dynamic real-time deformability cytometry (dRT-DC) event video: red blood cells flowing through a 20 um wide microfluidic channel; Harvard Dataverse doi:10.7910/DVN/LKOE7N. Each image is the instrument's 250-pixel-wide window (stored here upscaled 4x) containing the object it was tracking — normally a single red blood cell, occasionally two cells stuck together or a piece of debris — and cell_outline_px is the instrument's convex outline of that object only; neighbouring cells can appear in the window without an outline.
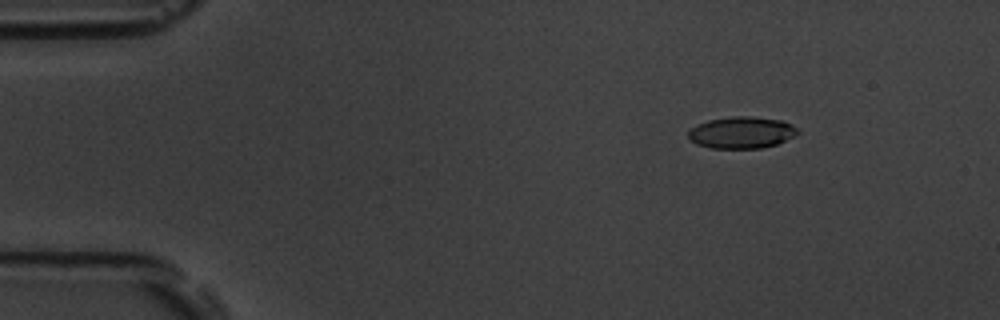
{"species": "common noctule bat (a hibernating species)", "species_latin": "Nyctalus noctula", "temperature_condition": "room temperature", "stored_images_in_passage": 55, "camera_frame_rate_fps": 3000, "um_per_image_px": 0.085, "animal": {"sex": "male", "body_mass_g": 19.5, "forearm_length_mm": 54.6}, "frame": {"image": 1, "passage_image": 8, "time_ms": 2.333, "image_size_px": [1000, 320], "cell_outline_px": [[800, 132], [776, 144], [760, 148], [712, 148], [696, 144], [688, 140], [688, 132], [696, 124], [708, 120], [732, 116], [748, 116], [780, 120], [796, 128]], "centroid_in_image_um": [62.96, 11.26], "position_along_channel_um": 22.0, "area_um2": 20.0}}
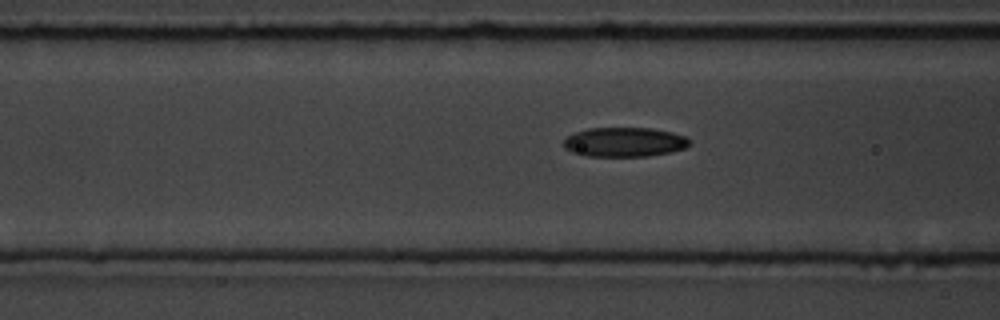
{"frame": {"image": 2, "passage_image": 22, "time_ms": 7.0, "image_size_px": [1000, 320], "cell_outline_px": [[692, 140], [684, 148], [672, 152], [648, 156], [588, 156], [572, 152], [564, 148], [564, 140], [568, 136], [576, 132], [588, 128], [652, 128], [672, 132], [684, 136]], "centroid_in_image_um": [53.09, 12.07], "position_along_channel_um": 113.5, "area_um2": 21.56}}
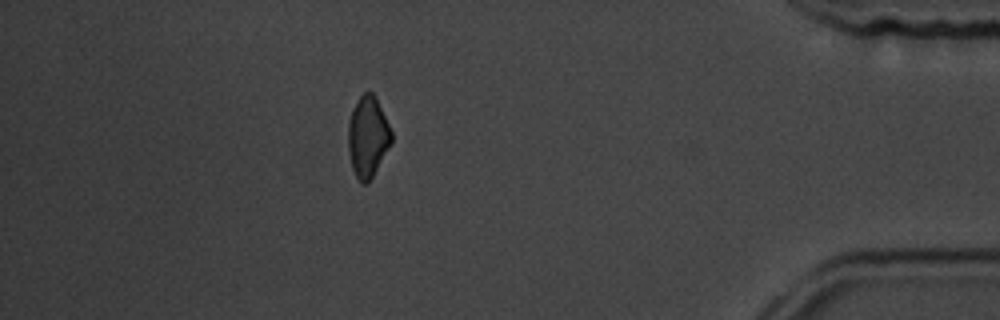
{"frame": {"image": 3, "passage_image": 49, "time_ms": 16.0, "image_size_px": [1000, 320], "cell_outline_px": [[392, 144], [372, 176], [364, 184], [360, 184], [352, 168], [348, 152], [348, 124], [352, 108], [360, 96], [364, 92], [372, 92], [376, 96], [392, 132]], "centroid_in_image_um": [31.26, 11.61], "position_along_channel_um": 403.9, "area_um2": 20.46}, "authors_computed_cell_mechanics": {"area_um2": 20.8658, "velocity_mm_per_s": 3.7332, "shape_relaxation_time_tau1_ms": 7.4663, "shape_relaxation_time_tau2_ms": 9.6588, "deformation_change_tau1": 0.177, "deformation_change_tau2": 0.1498}}